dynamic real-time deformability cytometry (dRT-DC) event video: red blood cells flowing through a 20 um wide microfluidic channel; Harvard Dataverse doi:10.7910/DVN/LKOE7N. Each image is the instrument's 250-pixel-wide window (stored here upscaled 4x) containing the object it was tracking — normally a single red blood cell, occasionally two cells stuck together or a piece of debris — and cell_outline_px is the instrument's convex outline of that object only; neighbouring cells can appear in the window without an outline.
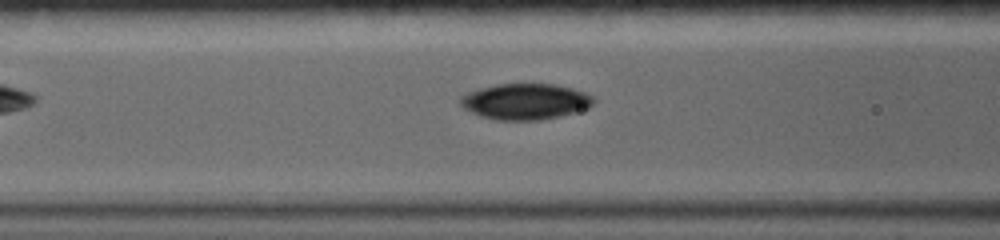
{"species": "common noctule bat (a hibernating species)", "species_latin": "Nyctalus noctula", "temperature_condition": "warm", "stored_images_in_passage": 25, "camera_frame_rate_fps": 5000, "um_per_image_px": 0.085, "animal": {"sex": "female", "body_mass_g": 19.0, "forearm_length_mm": 56.7}, "frame": {"image": 1, "passage_image": 15, "time_ms": 3.0, "image_size_px": [1000, 240], "cell_outline_px": [[596, 100], [588, 108], [576, 112], [540, 120], [496, 120], [480, 116], [464, 108], [460, 104], [460, 96], [468, 92], [480, 88], [496, 84], [556, 84], [572, 88], [584, 92], [592, 96]], "centroid_in_image_um": [44.65, 8.63], "position_along_channel_um": 122.0, "area_um2": 27.92}}
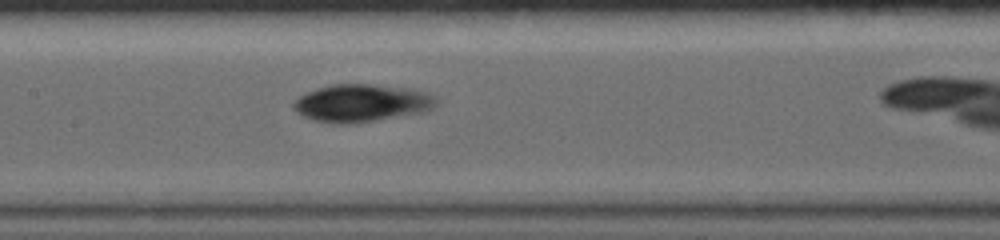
{"frame": {"image": 2, "passage_image": 22, "time_ms": 4.6, "image_size_px": [1000, 240], "cell_outline_px": [[436, 104], [432, 108], [424, 112], [352, 124], [332, 124], [312, 120], [296, 112], [292, 108], [292, 104], [300, 96], [308, 92], [332, 84], [372, 84], [408, 88], [428, 92], [436, 100]], "centroid_in_image_um": [30.71, 8.77], "position_along_channel_um": 176.7, "area_um2": 31.27}}